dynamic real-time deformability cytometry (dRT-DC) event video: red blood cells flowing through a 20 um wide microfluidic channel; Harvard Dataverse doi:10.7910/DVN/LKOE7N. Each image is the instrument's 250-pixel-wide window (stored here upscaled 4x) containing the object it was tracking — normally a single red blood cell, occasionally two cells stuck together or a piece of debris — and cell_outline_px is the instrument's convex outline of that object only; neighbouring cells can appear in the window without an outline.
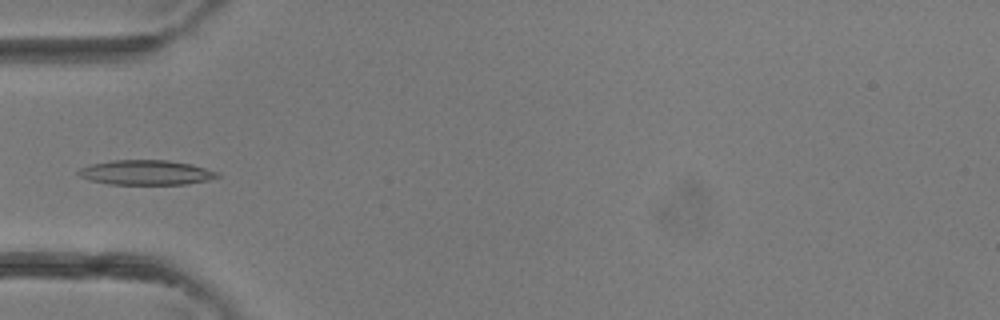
{"species": "common noctule bat (a hibernating species)", "species_latin": "Nyctalus noctula", "temperature_condition": "room temperature", "stored_images_in_passage": 4, "camera_frame_rate_fps": 3000, "um_per_image_px": 0.085, "animal": {"sex": "female"}, "frame": {"image": 1, "passage_image": 4, "time_ms": 1.0, "image_size_px": [1000, 320], "cell_outline_px": [[220, 176], [208, 180], [188, 184], [108, 184], [88, 180], [80, 176], [76, 172], [80, 168], [92, 164], [112, 160], [168, 160], [192, 164], [220, 172]], "centroid_in_image_um": [12.43, 14.66], "position_along_channel_um": 72.6, "area_um2": 20.17}}